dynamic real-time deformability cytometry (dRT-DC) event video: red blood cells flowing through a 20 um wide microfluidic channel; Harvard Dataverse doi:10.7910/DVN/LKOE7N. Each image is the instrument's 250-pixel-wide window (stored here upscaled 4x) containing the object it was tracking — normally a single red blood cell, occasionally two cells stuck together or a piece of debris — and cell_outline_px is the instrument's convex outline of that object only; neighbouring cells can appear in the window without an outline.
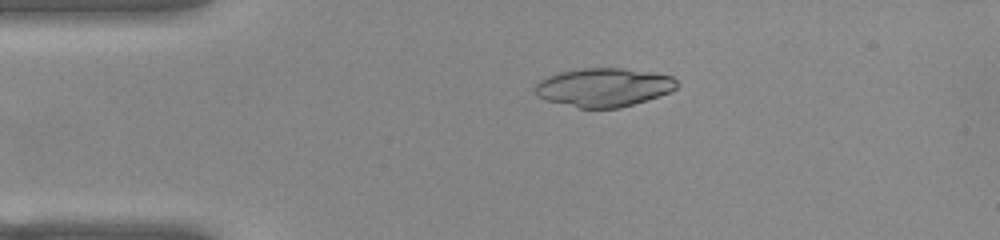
{"species": "common noctule bat (a hibernating species)", "species_latin": "Nyctalus noctula", "temperature_condition": "warm", "stored_images_in_passage": 44, "segment_of_instrument_passage": [1, 2], "camera_frame_rate_fps": 3000, "um_per_image_px": 0.085, "animal": {"sex": "female", "body_mass_g": 22.0, "forearm_length_mm": 56.7}, "frame": {"image": 1, "passage_image": 2, "time_ms": 0.333, "image_size_px": [1000, 240], "cell_outline_px": [[680, 84], [676, 88], [660, 96], [620, 108], [580, 108], [548, 100], [536, 96], [532, 92], [532, 88], [540, 80], [548, 76], [560, 72], [580, 68], [624, 68], [672, 76]], "centroid_in_image_um": [51.29, 7.42], "position_along_channel_um": 33.7, "area_um2": 31.96}}
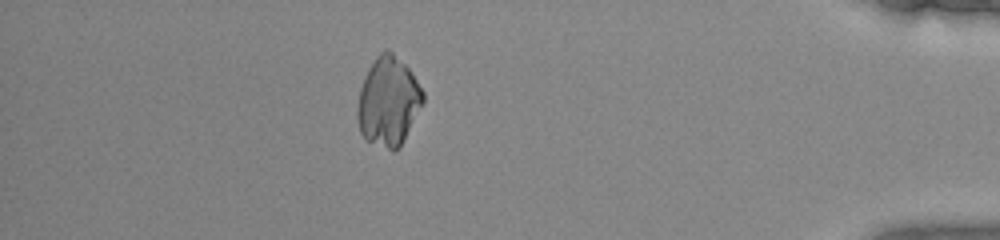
{"frame": {"image": 2, "passage_image": 37, "time_ms": 12.0, "image_size_px": [1000, 240], "cell_outline_px": [[424, 100], [400, 148], [392, 152], [364, 140], [360, 132], [356, 116], [356, 108], [360, 88], [368, 68], [376, 56], [380, 52], [388, 48], [408, 68], [424, 92]], "centroid_in_image_um": [32.97, 8.66], "position_along_channel_um": 402.2, "area_um2": 34.22}}